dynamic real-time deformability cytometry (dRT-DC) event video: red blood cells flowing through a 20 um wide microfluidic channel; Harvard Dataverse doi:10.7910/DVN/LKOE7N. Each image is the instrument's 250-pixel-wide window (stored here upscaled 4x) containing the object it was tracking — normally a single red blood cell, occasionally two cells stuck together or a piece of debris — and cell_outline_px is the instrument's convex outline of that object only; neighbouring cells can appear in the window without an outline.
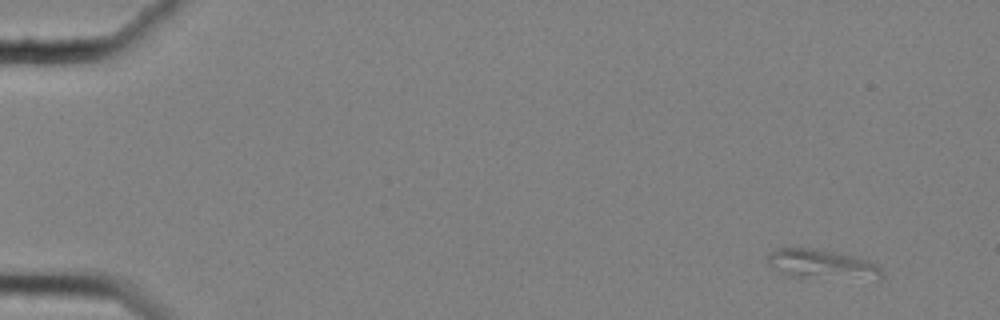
{"species": "common noctule bat (a hibernating species)", "species_latin": "Nyctalus noctula", "temperature_condition": "cold", "stored_images_in_passage": 2, "camera_frame_rate_fps": 3000, "um_per_image_px": 0.085, "animal": {"sex": "female", "body_mass_g": 25.1}, "frame": {"image": 1, "passage_image": 1, "time_ms": 0.0, "image_size_px": [1000, 320], "cell_outline_px": [[884, 276], [880, 280], [876, 280], [788, 276], [776, 272], [768, 264], [764, 256], [768, 252], [776, 248], [788, 244], [836, 252], [856, 256], [876, 264], [880, 268]], "centroid_in_image_um": [69.76, 22.43], "position_along_channel_um": 15.2, "area_um2": 20.69}}